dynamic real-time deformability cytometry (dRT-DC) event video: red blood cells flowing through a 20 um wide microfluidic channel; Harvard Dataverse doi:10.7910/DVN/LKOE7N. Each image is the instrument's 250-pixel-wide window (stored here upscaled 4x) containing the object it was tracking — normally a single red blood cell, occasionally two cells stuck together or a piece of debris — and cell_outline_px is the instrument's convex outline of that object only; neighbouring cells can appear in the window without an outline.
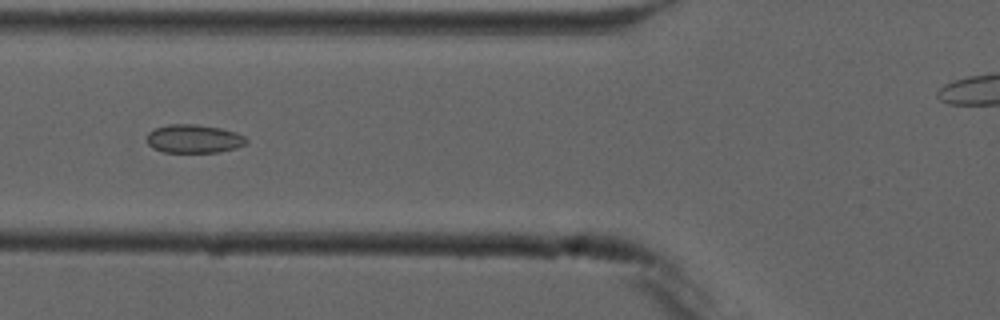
{"species": "common noctule bat (a hibernating species)", "species_latin": "Nyctalus noctula", "temperature_condition": "cold", "stored_images_in_passage": 8, "segment_of_instrument_passage": [1, 2], "camera_frame_rate_fps": 3000, "um_per_image_px": 0.085, "animal": {"sex": "male", "forearm_length_mm": 52.5}, "frame": {"image": 1, "passage_image": 5, "time_ms": 5.0, "image_size_px": [1000, 320], "cell_outline_px": [[248, 140], [244, 144], [236, 148], [216, 152], [164, 152], [152, 148], [148, 144], [148, 132], [156, 128], [168, 124], [196, 124], [220, 128], [236, 132], [244, 136]], "centroid_in_image_um": [16.47, 11.79], "position_along_channel_um": 109.3, "area_um2": 16.42}}
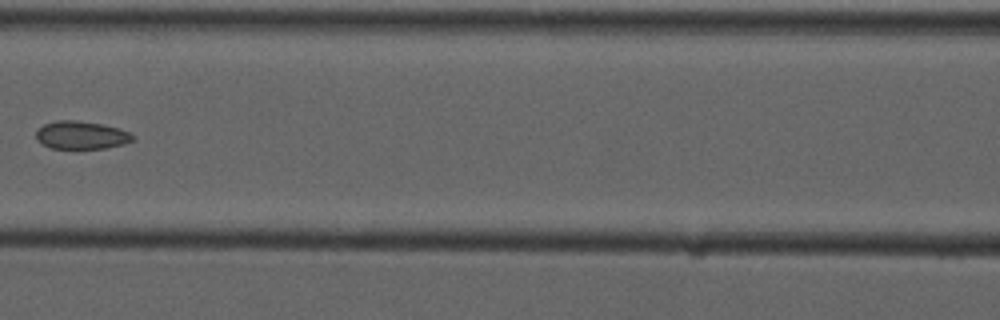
{"frame": {"image": 2, "passage_image": 6, "time_ms": 6.333, "image_size_px": [1000, 320], "cell_outline_px": [[136, 136], [132, 140], [124, 144], [104, 148], [52, 148], [36, 140], [36, 132], [44, 124], [56, 120], [76, 120], [100, 124], [116, 128], [128, 132]], "centroid_in_image_um": [6.89, 11.48], "position_along_channel_um": 159.7, "area_um2": 15.49}}
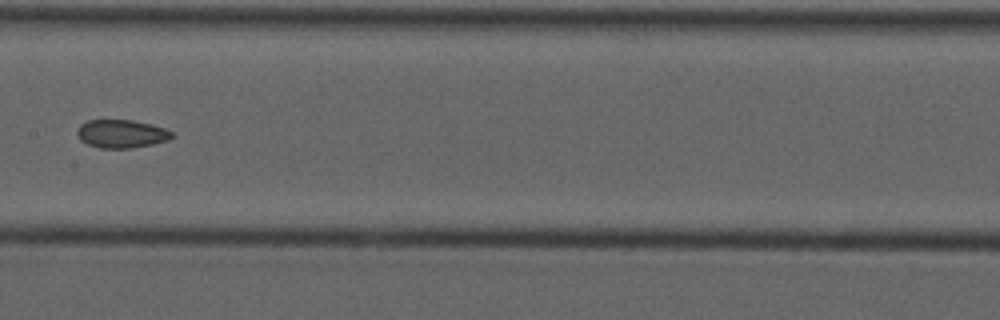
{"frame": {"image": 3, "passage_image": 7, "time_ms": 7.333, "image_size_px": [1000, 320], "cell_outline_px": [[176, 136], [168, 140], [152, 144], [132, 148], [100, 148], [88, 144], [80, 140], [76, 132], [80, 124], [88, 120], [132, 120], [152, 124], [164, 128], [172, 132]], "centroid_in_image_um": [10.33, 11.37], "position_along_channel_um": 197.1, "area_um2": 15.66}}